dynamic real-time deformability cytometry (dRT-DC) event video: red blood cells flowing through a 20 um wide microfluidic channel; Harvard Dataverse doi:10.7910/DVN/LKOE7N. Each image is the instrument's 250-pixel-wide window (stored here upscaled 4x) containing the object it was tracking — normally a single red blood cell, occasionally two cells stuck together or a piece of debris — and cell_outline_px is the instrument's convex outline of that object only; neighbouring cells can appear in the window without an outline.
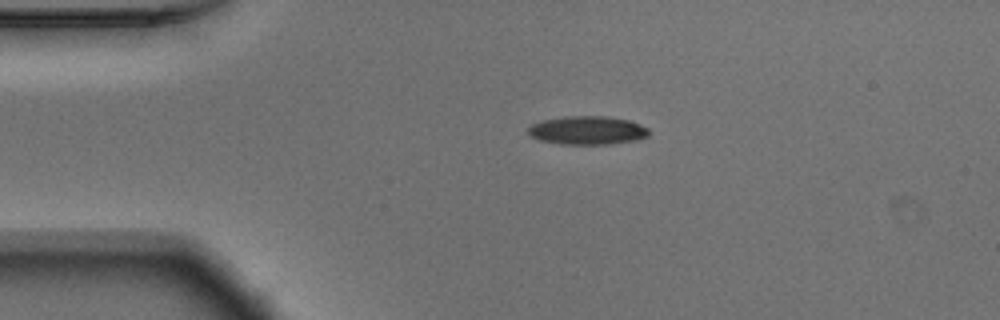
{"species": "Egyptian fruit bat (a non-hibernating species)", "species_latin": "Rousettus aegyptiacus", "temperature_condition": "warm", "stored_images_in_passage": 43, "camera_frame_rate_fps": 3000, "um_per_image_px": 0.085, "animal": {"sex": "male"}, "frame": {"image": 1, "passage_image": 1, "time_ms": 0.0, "image_size_px": [1000, 320], "cell_outline_px": [[648, 136], [636, 140], [608, 144], [560, 144], [540, 140], [532, 136], [528, 132], [528, 128], [532, 124], [540, 120], [564, 116], [608, 116], [628, 120], [640, 124], [648, 128]], "centroid_in_image_um": [49.92, 11.07], "position_along_channel_um": 35.1, "area_um2": 20.06}}
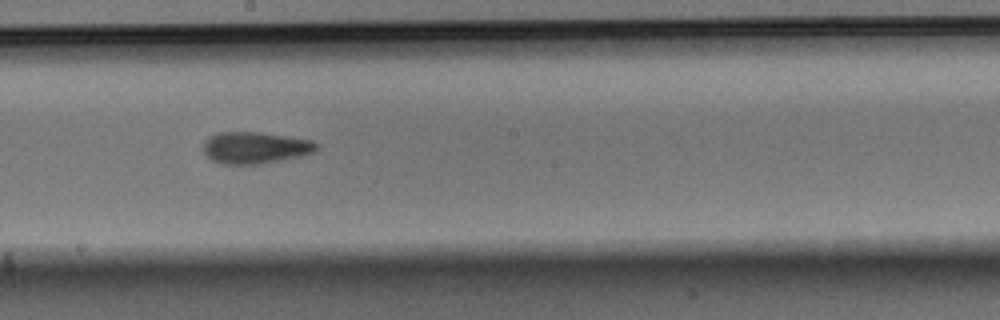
{"frame": {"image": 2, "passage_image": 19, "time_ms": 6.0, "image_size_px": [1000, 320], "cell_outline_px": [[320, 148], [316, 152], [300, 156], [260, 164], [224, 164], [212, 160], [204, 152], [204, 140], [208, 136], [220, 132], [260, 132], [288, 136], [312, 140], [320, 144]], "centroid_in_image_um": [21.74, 12.54], "position_along_channel_um": 226.5, "area_um2": 21.1}}
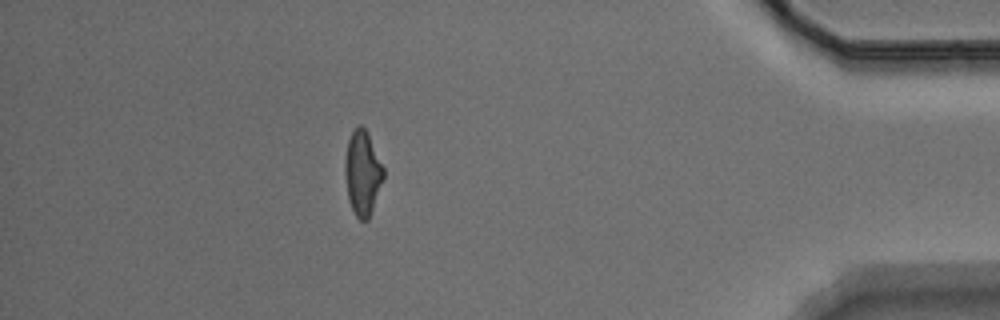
{"frame": {"image": 3, "passage_image": 37, "time_ms": 12.0, "image_size_px": [1000, 320], "cell_outline_px": [[384, 176], [368, 220], [360, 220], [356, 216], [348, 200], [344, 172], [344, 160], [348, 140], [352, 132], [360, 124], [368, 132], [384, 168]], "centroid_in_image_um": [30.8, 14.69], "position_along_channel_um": 404.4, "area_um2": 18.9}, "authors_computed_cell_mechanics": {"area_um2": 20.3456, "velocity_mm_per_s": 3.755, "shape_relaxation_time_tau1_ms": 5.2681, "shape_relaxation_time_tau2_ms": 3.9356, "deformation_change_tau1": 0.1766, "deformation_change_tau2": 0.132}}